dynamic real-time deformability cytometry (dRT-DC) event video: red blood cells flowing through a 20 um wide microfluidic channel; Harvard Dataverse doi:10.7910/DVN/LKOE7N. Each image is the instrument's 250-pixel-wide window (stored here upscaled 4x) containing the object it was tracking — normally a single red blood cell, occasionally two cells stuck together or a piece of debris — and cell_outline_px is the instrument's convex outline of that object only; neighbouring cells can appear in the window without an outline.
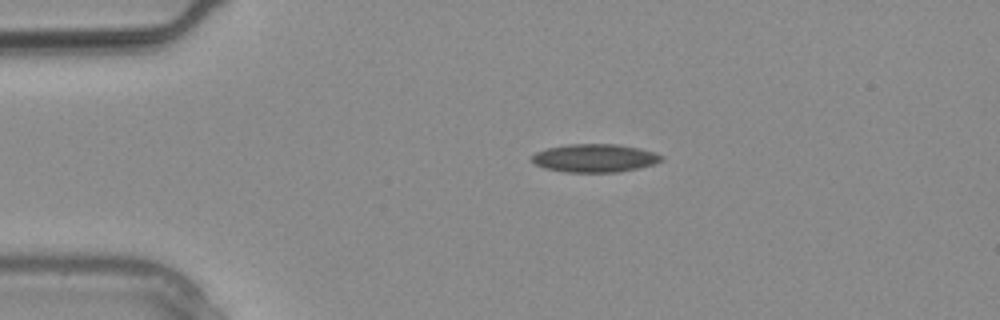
{"species": "common noctule bat (a hibernating species)", "species_latin": "Nyctalus noctula", "temperature_condition": "warm", "stored_images_in_passage": 1, "camera_frame_rate_fps": 3000, "um_per_image_px": 0.085, "animal": {"sex": "male", "body_mass_g": 20.4}, "frame": {"image": 1, "passage_image": 1, "time_ms": 0.0, "image_size_px": [1000, 320], "cell_outline_px": [[664, 160], [656, 164], [616, 172], [564, 172], [544, 168], [528, 160], [536, 152], [548, 148], [568, 144], [616, 144], [640, 148], [656, 152], [664, 156]], "centroid_in_image_um": [50.57, 13.43], "position_along_channel_um": 34.4, "area_um2": 21.44}}